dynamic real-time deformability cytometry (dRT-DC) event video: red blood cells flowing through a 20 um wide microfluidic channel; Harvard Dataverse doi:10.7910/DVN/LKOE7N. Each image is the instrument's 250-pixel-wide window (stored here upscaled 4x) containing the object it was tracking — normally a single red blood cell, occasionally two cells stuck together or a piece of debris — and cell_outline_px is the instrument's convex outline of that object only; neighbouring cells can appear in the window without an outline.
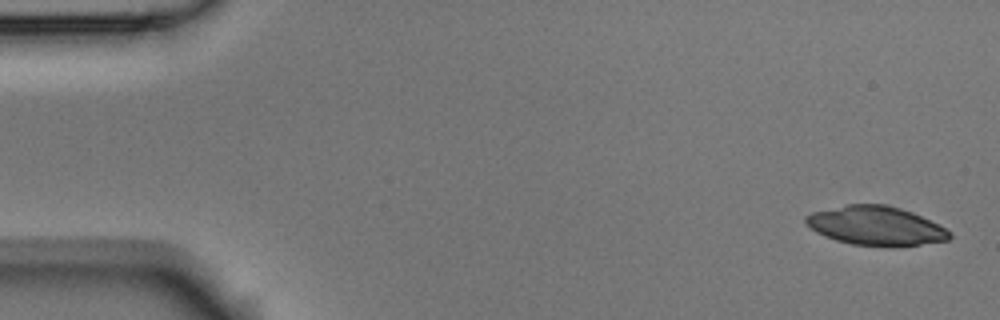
{"species": "Egyptian fruit bat (a non-hibernating species)", "species_latin": "Rousettus aegyptiacus", "temperature_condition": "room temperature", "stored_images_in_passage": 6, "camera_frame_rate_fps": 3000, "um_per_image_px": 0.085, "animal": {"sex": "male"}, "frame": {"image": 1, "passage_image": 1, "time_ms": 0.0, "image_size_px": [1000, 320], "cell_outline_px": [[952, 236], [948, 240], [920, 244], [852, 244], [836, 240], [824, 236], [816, 232], [804, 224], [804, 216], [812, 212], [848, 204], [884, 204], [900, 208], [912, 212], [952, 232]], "centroid_in_image_um": [74.37, 19.16], "position_along_channel_um": 10.6, "area_um2": 31.91}}